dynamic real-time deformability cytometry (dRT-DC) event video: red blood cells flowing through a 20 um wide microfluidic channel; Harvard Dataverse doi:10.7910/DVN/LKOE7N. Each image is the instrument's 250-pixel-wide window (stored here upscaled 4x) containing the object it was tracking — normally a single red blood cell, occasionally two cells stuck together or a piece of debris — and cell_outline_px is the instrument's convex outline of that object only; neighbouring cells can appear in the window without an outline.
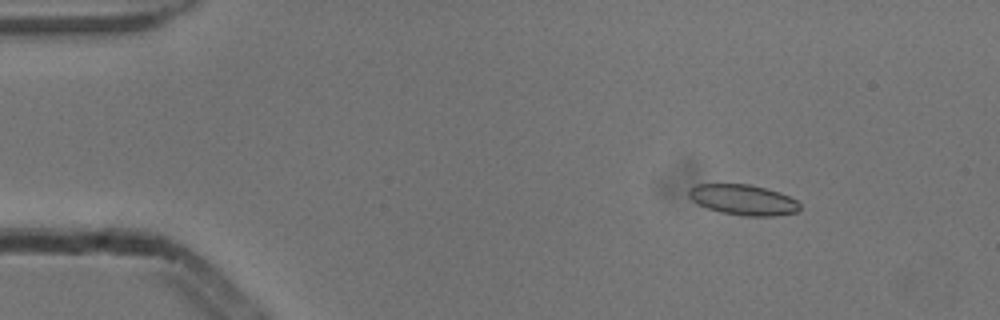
{"species": "common noctule bat (a hibernating species)", "species_latin": "Nyctalus noctula", "temperature_condition": "cold", "stored_images_in_passage": 3, "camera_frame_rate_fps": 3000, "um_per_image_px": 0.085, "animal": {"sex": "male", "body_mass_g": 13.3}, "frame": {"image": 1, "passage_image": 2, "time_ms": 0.333, "image_size_px": [1000, 320], "cell_outline_px": [[800, 208], [796, 212], [776, 216], [744, 216], [720, 212], [708, 208], [692, 200], [688, 196], [688, 192], [696, 184], [748, 184], [780, 192], [796, 200], [800, 204]], "centroid_in_image_um": [63.19, 16.99], "position_along_channel_um": 21.8, "area_um2": 19.59}}